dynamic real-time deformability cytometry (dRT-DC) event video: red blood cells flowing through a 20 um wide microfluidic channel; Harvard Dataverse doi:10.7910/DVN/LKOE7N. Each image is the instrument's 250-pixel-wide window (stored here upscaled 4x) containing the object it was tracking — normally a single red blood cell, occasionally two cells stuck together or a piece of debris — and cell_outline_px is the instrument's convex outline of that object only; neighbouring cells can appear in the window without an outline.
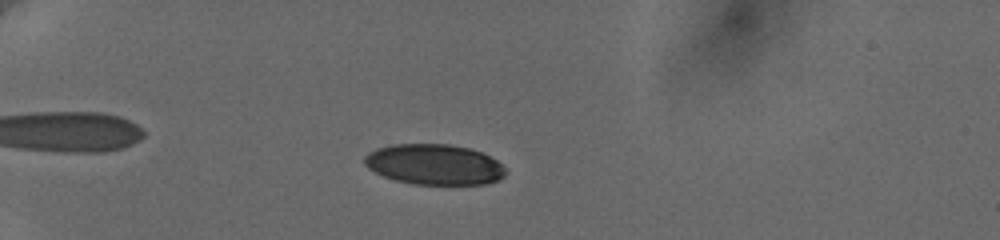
{"species": "human", "species_latin": "Homo sapiens", "temperature_condition": "cold", "stored_images_in_passage": 60, "camera_frame_rate_fps": 3000, "um_per_image_px": 0.085, "donor": {"sex": "female"}, "frame": {"image": 1, "passage_image": 19, "time_ms": 6.0, "image_size_px": [1000, 240], "cell_outline_px": [[508, 172], [500, 180], [488, 184], [412, 184], [396, 180], [384, 176], [368, 168], [364, 164], [364, 156], [368, 152], [376, 148], [392, 144], [448, 144], [468, 148], [480, 152], [496, 160]], "centroid_in_image_um": [36.9, 13.98], "position_along_channel_um": 48.1, "area_um2": 33.35}}
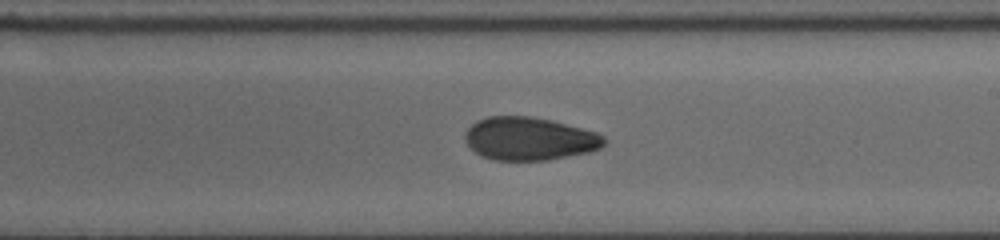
{"frame": {"image": 2, "passage_image": 39, "time_ms": 12.667, "image_size_px": [1000, 240], "cell_outline_px": [[604, 144], [600, 148], [588, 152], [548, 160], [492, 160], [480, 156], [464, 140], [464, 132], [476, 120], [488, 116], [532, 116], [552, 120], [596, 132], [604, 136]], "centroid_in_image_um": [44.96, 11.78], "position_along_channel_um": 244.0, "area_um2": 34.97}}
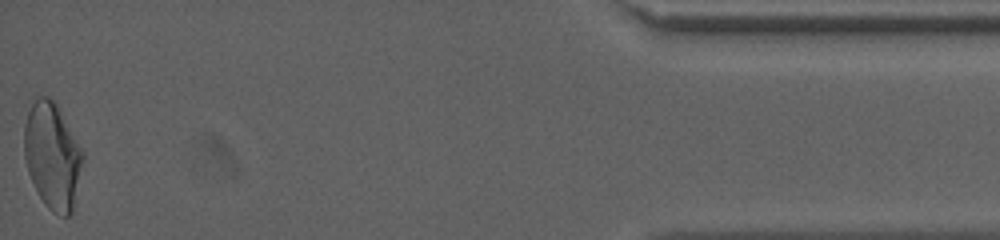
{"frame": {"image": 3, "passage_image": 60, "time_ms": 19.667, "image_size_px": [1000, 240], "cell_outline_px": [[84, 160], [72, 216], [64, 216], [52, 212], [44, 204], [28, 172], [24, 156], [24, 124], [28, 112], [36, 96], [48, 96], [56, 100], [84, 152]], "centroid_in_image_um": [4.48, 13.22], "position_along_channel_um": 430.7, "area_um2": 36.93}, "authors_computed_cell_mechanics": {"area_um2": 34.5355, "velocity_mm_per_s": 3.6488, "shape_relaxation_time_tau1_ms": 6.3481, "shape_relaxation_time_tau2_ms": 2.6698, "deformation_change_tau1": 0.1694, "deformation_change_tau2": 0.0755}}